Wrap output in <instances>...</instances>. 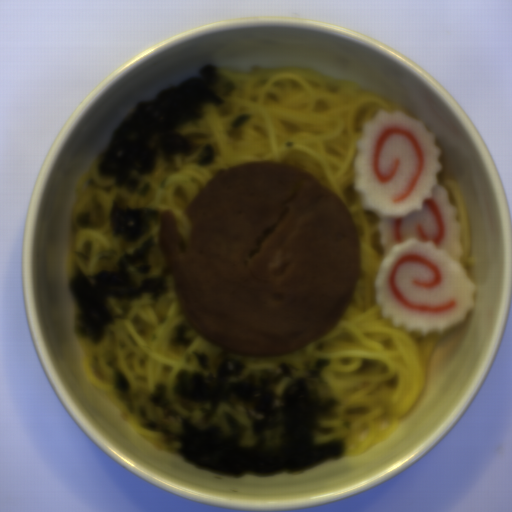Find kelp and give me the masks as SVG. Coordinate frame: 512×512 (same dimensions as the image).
I'll use <instances>...</instances> for the list:
<instances>
[{
	"mask_svg": "<svg viewBox=\"0 0 512 512\" xmlns=\"http://www.w3.org/2000/svg\"><path fill=\"white\" fill-rule=\"evenodd\" d=\"M200 371L178 370L172 386L183 401L210 402L201 408L205 418H193L174 408L166 399L167 383H157L149 396L166 421L180 419L182 433L173 431L148 416L142 406L139 424L146 431L165 435L162 442L181 443L176 455L190 465L222 478L241 479L246 475L274 478L283 473L299 475L329 460L348 456L344 439L314 442L316 435H333L336 428L319 422L341 417L335 410L339 398L321 400V376L332 359H318L306 377H296V366L276 362L280 371H250L236 358L219 361L215 374L207 353L194 351Z\"/></svg>",
	"mask_w": 512,
	"mask_h": 512,
	"instance_id": "kelp-1",
	"label": "kelp"
},
{
	"mask_svg": "<svg viewBox=\"0 0 512 512\" xmlns=\"http://www.w3.org/2000/svg\"><path fill=\"white\" fill-rule=\"evenodd\" d=\"M200 77H190L178 85L157 91L154 100L137 102L133 110L110 132L96 169L115 185L132 193L150 194L153 182L140 186L131 178L156 171L159 154L168 160L175 154L193 156V146L180 128L186 123L204 120L203 104L222 106L225 97L216 95L211 87L222 77L218 66L207 63L199 70Z\"/></svg>",
	"mask_w": 512,
	"mask_h": 512,
	"instance_id": "kelp-2",
	"label": "kelp"
},
{
	"mask_svg": "<svg viewBox=\"0 0 512 512\" xmlns=\"http://www.w3.org/2000/svg\"><path fill=\"white\" fill-rule=\"evenodd\" d=\"M156 247L153 235L144 240L131 253L121 254L116 266L117 273L102 270L86 275L79 262L73 263V276L68 284L78 314H73L72 327L80 338H89L98 346L101 338L115 318L105 307L109 297L129 301L142 299V294H153L150 299L159 300L160 295L170 294L167 276L172 274L168 264L157 276L142 277L140 285L129 271L132 266L138 273H150L149 253Z\"/></svg>",
	"mask_w": 512,
	"mask_h": 512,
	"instance_id": "kelp-3",
	"label": "kelp"
},
{
	"mask_svg": "<svg viewBox=\"0 0 512 512\" xmlns=\"http://www.w3.org/2000/svg\"><path fill=\"white\" fill-rule=\"evenodd\" d=\"M111 235H121L130 243H137L148 232L150 219L159 222V209L121 208L116 200H111L108 212Z\"/></svg>",
	"mask_w": 512,
	"mask_h": 512,
	"instance_id": "kelp-4",
	"label": "kelp"
},
{
	"mask_svg": "<svg viewBox=\"0 0 512 512\" xmlns=\"http://www.w3.org/2000/svg\"><path fill=\"white\" fill-rule=\"evenodd\" d=\"M217 163L216 153L212 144H207L201 150L197 159V166L213 165Z\"/></svg>",
	"mask_w": 512,
	"mask_h": 512,
	"instance_id": "kelp-5",
	"label": "kelp"
},
{
	"mask_svg": "<svg viewBox=\"0 0 512 512\" xmlns=\"http://www.w3.org/2000/svg\"><path fill=\"white\" fill-rule=\"evenodd\" d=\"M252 118V114L244 113V114H237L235 118L230 123L231 127L234 128H241V126L244 124V122L248 119Z\"/></svg>",
	"mask_w": 512,
	"mask_h": 512,
	"instance_id": "kelp-6",
	"label": "kelp"
}]
</instances>
